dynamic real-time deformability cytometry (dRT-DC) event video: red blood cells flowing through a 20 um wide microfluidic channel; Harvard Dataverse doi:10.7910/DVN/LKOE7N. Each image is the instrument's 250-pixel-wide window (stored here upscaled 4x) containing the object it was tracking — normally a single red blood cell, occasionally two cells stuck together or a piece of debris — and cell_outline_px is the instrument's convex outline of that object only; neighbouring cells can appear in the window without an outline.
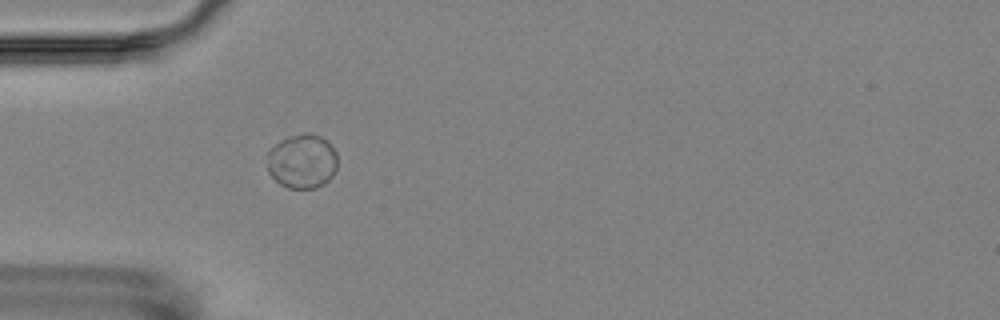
{"species": "Egyptian fruit bat (a non-hibernating species)", "species_latin": "Rousettus aegyptiacus", "temperature_condition": "room temperature", "stored_images_in_passage": 1, "camera_frame_rate_fps": 3000, "um_per_image_px": 0.085, "animal": {"sex": "female"}, "frame": {"image": 1, "passage_image": 1, "time_ms": 0.0, "image_size_px": [1000, 320], "cell_outline_px": [[336, 172], [324, 184], [316, 188], [288, 188], [280, 184], [268, 172], [268, 152], [280, 140], [288, 136], [320, 136], [328, 140], [336, 152]], "centroid_in_image_um": [25.7, 13.75], "position_along_channel_um": 59.3, "area_um2": 21.91}}